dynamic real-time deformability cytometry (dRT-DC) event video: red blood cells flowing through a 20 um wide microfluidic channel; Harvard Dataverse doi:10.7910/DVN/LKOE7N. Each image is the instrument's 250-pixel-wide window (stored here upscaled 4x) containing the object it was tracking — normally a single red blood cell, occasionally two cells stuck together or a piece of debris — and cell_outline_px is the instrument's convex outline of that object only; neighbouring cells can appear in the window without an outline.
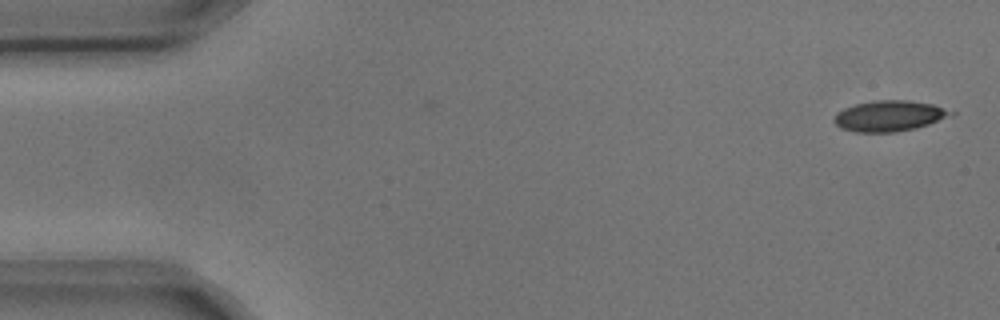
{"species": "common noctule bat (a hibernating species)", "species_latin": "Nyctalus noctula", "temperature_condition": "cold", "stored_images_in_passage": 2, "camera_frame_rate_fps": 3000, "um_per_image_px": 0.085, "animal": {"sex": "male", "body_mass_g": 17.9, "forearm_length_mm": 54.2}, "frame": {"image": 1, "passage_image": 2, "time_ms": 0.333, "image_size_px": [1000, 320], "cell_outline_px": [[956, 112], [952, 116], [916, 128], [896, 132], [856, 132], [840, 128], [832, 120], [832, 116], [836, 112], [844, 108], [856, 104], [876, 100], [908, 100], [932, 104]], "centroid_in_image_um": [75.56, 9.85], "position_along_channel_um": 9.4, "area_um2": 21.04}}